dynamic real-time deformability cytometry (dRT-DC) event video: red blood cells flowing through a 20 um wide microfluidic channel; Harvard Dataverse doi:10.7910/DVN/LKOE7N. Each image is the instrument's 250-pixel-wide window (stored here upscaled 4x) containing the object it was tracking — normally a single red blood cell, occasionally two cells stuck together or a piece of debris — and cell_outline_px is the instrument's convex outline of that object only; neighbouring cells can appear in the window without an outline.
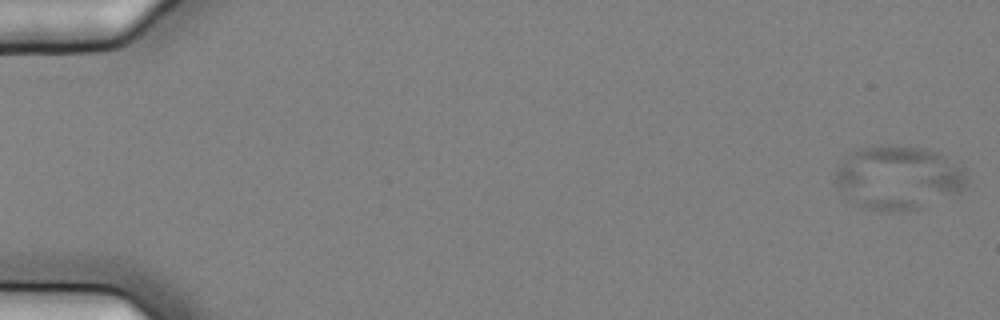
{"species": "common noctule bat (a hibernating species)", "species_latin": "Nyctalus noctula", "temperature_condition": "cold", "stored_images_in_passage": 7, "camera_frame_rate_fps": 3000, "um_per_image_px": 0.085, "animal": {"sex": "female", "body_mass_g": 25.1}, "frame": {"image": 1, "passage_image": 2, "time_ms": 0.333, "image_size_px": [1000, 320], "cell_outline_px": [[968, 180], [960, 188], [916, 208], [868, 208], [860, 204], [840, 188], [836, 184], [836, 168], [852, 152], [860, 148], [880, 144], [892, 144], [924, 148], [936, 152], [944, 156], [964, 168]], "centroid_in_image_um": [76.33, 14.98], "position_along_channel_um": 8.7, "area_um2": 46.47}}
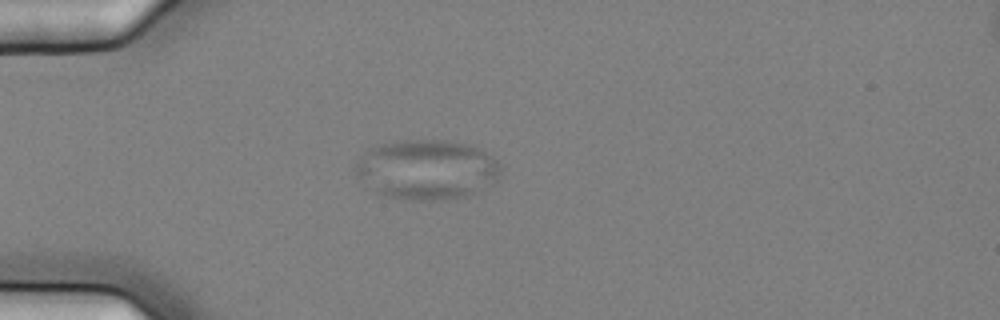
{"frame": {"image": 2, "passage_image": 6, "time_ms": 1.667, "image_size_px": [1000, 320], "cell_outline_px": [[500, 176], [492, 184], [468, 196], [432, 200], [412, 200], [388, 196], [372, 192], [364, 188], [352, 168], [356, 160], [368, 148], [380, 144], [404, 140], [444, 140], [476, 144], [492, 156], [500, 164]], "centroid_in_image_um": [36.23, 14.4], "position_along_channel_um": 48.8, "area_um2": 51.67}}